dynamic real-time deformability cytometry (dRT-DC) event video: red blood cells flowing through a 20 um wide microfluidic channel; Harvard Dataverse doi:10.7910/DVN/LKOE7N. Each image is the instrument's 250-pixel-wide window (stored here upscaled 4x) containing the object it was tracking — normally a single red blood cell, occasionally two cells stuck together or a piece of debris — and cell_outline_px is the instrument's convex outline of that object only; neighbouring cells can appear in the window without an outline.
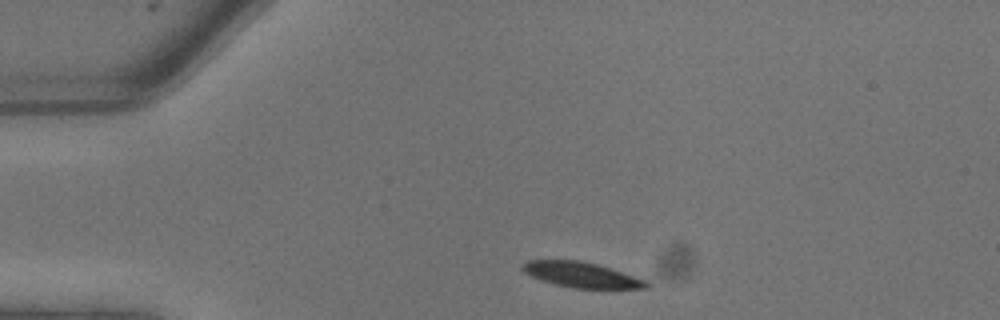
{"species": "common noctule bat (a hibernating species)", "species_latin": "Nyctalus noctula", "temperature_condition": "warm", "stored_images_in_passage": 3, "camera_frame_rate_fps": 3000, "um_per_image_px": 0.085, "animal": {"sex": "male", "body_mass_g": 13.3}, "frame": {"image": 1, "passage_image": 1, "time_ms": 0.0, "image_size_px": [1000, 320], "cell_outline_px": [[652, 284], [648, 288], [572, 288], [556, 284], [532, 276], [524, 272], [520, 268], [528, 260], [580, 260], [612, 268], [648, 280]], "centroid_in_image_um": [49.5, 23.35], "position_along_channel_um": 35.5, "area_um2": 18.26}}